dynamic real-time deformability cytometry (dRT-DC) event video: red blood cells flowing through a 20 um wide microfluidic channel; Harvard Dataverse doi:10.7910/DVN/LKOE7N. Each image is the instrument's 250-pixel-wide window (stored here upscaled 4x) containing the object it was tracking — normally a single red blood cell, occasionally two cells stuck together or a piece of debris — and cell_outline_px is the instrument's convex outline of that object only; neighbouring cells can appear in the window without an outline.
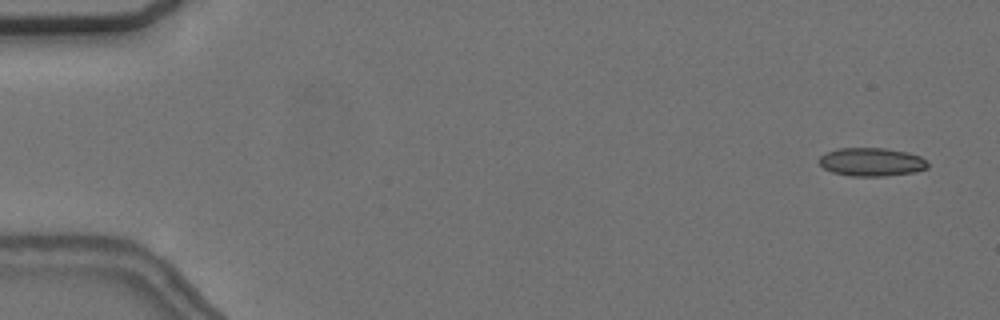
{"species": "common noctule bat (a hibernating species)", "species_latin": "Nyctalus noctula", "temperature_condition": "cold", "stored_images_in_passage": 4, "camera_frame_rate_fps": 3000, "um_per_image_px": 0.085, "animal": {"sex": "female", "body_mass_g": 24.6, "forearm_length_mm": 56.2}, "frame": {"image": 1, "passage_image": 1, "time_ms": 0.0, "image_size_px": [1000, 320], "cell_outline_px": [[928, 168], [912, 172], [884, 176], [848, 176], [832, 172], [824, 168], [816, 160], [820, 156], [836, 148], [884, 148], [908, 152], [920, 156], [928, 164]], "centroid_in_image_um": [74.04, 13.76], "position_along_channel_um": 11.0, "area_um2": 17.98}}